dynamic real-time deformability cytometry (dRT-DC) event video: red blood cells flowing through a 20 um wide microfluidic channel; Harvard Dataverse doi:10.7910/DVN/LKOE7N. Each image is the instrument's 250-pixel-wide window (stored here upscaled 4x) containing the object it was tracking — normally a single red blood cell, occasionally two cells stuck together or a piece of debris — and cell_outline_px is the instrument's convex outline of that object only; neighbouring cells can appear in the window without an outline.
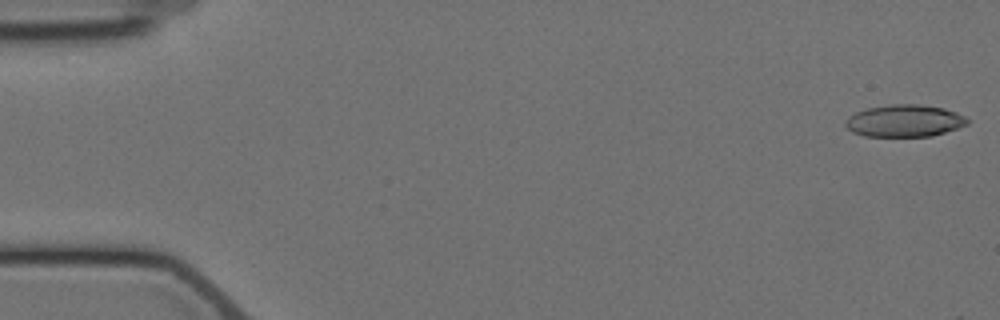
{"species": "Egyptian fruit bat (a non-hibernating species)", "species_latin": "Rousettus aegyptiacus", "temperature_condition": "cold", "stored_images_in_passage": 6, "camera_frame_rate_fps": 3000, "um_per_image_px": 0.085, "animal": {"sex": "female"}, "frame": {"image": 1, "passage_image": 1, "time_ms": 0.0, "image_size_px": [1000, 320], "cell_outline_px": [[968, 124], [932, 136], [864, 136], [852, 132], [844, 124], [844, 120], [848, 116], [856, 112], [868, 108], [892, 104], [920, 104], [944, 108], [956, 112], [964, 116], [968, 120]], "centroid_in_image_um": [76.85, 10.26], "position_along_channel_um": 8.1, "area_um2": 22.77}}